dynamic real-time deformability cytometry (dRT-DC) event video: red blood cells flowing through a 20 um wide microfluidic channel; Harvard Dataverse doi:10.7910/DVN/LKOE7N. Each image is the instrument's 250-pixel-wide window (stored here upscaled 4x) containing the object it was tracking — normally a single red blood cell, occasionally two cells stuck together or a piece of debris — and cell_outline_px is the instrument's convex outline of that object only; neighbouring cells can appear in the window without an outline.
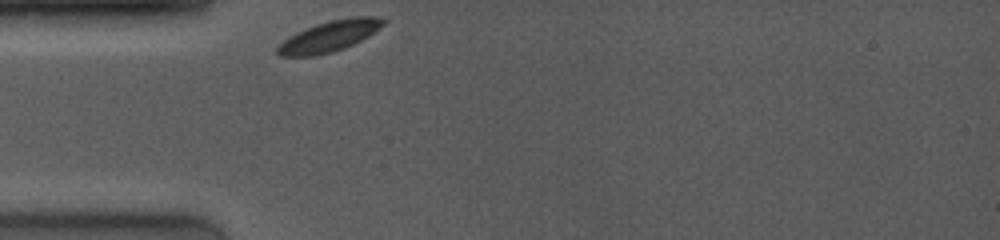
{"species": "common noctule bat (a hibernating species)", "species_latin": "Nyctalus noctula", "temperature_condition": "room temperature", "stored_images_in_passage": 1, "camera_frame_rate_fps": 4000, "um_per_image_px": 0.085, "animal": {"sex": "female", "body_mass_g": 19.0, "forearm_length_mm": 53.3}, "frame": {"image": 1, "passage_image": 1, "time_ms": 0.0, "image_size_px": [1000, 240], "cell_outline_px": [[388, 20], [384, 24], [368, 36], [344, 48], [332, 52], [312, 56], [280, 56], [276, 52], [276, 48], [284, 40], [296, 32], [316, 24], [328, 20], [352, 16], [376, 16]], "centroid_in_image_um": [28.01, 3.06], "position_along_channel_um": 57.0, "area_um2": 18.96}}